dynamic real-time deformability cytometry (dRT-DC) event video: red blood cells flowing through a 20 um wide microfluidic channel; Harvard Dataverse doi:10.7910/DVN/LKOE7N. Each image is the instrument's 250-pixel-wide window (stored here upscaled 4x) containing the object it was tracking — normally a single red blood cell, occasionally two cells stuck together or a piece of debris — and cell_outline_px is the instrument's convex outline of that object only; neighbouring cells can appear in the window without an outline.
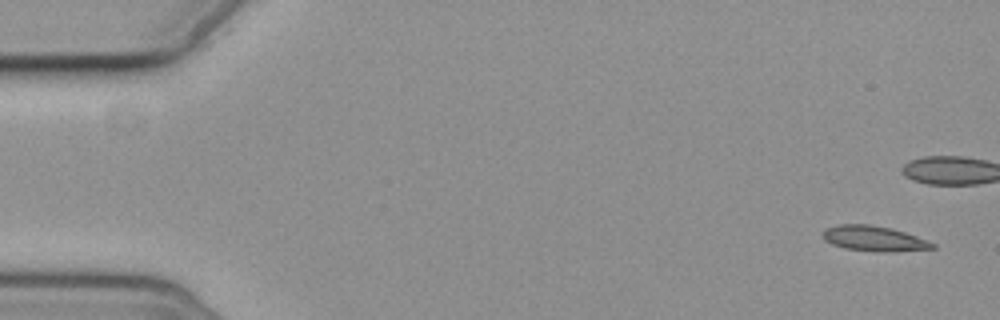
{"species": "common noctule bat (a hibernating species)", "species_latin": "Nyctalus noctula", "temperature_condition": "cold", "stored_images_in_passage": 4, "camera_frame_rate_fps": 3000, "um_per_image_px": 0.085, "animal": {"sex": "female", "body_mass_g": 19.3, "forearm_length_mm": 54.1}, "frame": {"image": 1, "passage_image": 1, "time_ms": 0.0, "image_size_px": [1000, 320], "cell_outline_px": [[936, 248], [844, 248], [832, 244], [824, 240], [824, 228], [840, 224], [872, 224], [892, 228], [928, 240], [936, 244]], "centroid_in_image_um": [74.19, 20.18], "position_along_channel_um": 10.8, "area_um2": 14.74}}